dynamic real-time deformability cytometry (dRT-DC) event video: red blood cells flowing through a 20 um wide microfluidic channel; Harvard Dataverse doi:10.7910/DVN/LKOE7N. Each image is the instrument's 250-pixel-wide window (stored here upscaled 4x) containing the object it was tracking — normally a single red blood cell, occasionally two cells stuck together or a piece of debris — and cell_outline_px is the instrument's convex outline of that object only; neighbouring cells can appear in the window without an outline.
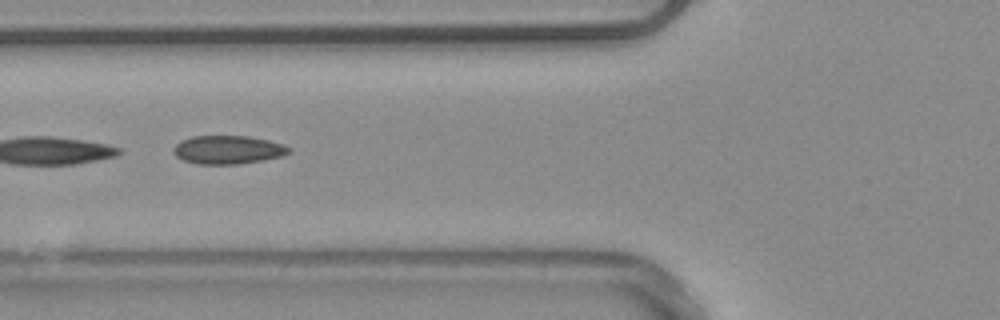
{"species": "common noctule bat (a hibernating species)", "species_latin": "Nyctalus noctula", "temperature_condition": "warm", "stored_images_in_passage": 10, "camera_frame_rate_fps": 3000, "um_per_image_px": 0.085, "animal": {"sex": "male", "body_mass_g": 20.4}, "frame": {"image": 1, "passage_image": 5, "time_ms": 1.333, "image_size_px": [1000, 320], "cell_outline_px": [[292, 152], [284, 156], [264, 160], [240, 164], [196, 164], [184, 160], [176, 156], [172, 152], [172, 148], [176, 144], [192, 136], [248, 136], [268, 140], [284, 144], [292, 148]], "centroid_in_image_um": [19.42, 12.74], "position_along_channel_um": 106.4, "area_um2": 19.36}}